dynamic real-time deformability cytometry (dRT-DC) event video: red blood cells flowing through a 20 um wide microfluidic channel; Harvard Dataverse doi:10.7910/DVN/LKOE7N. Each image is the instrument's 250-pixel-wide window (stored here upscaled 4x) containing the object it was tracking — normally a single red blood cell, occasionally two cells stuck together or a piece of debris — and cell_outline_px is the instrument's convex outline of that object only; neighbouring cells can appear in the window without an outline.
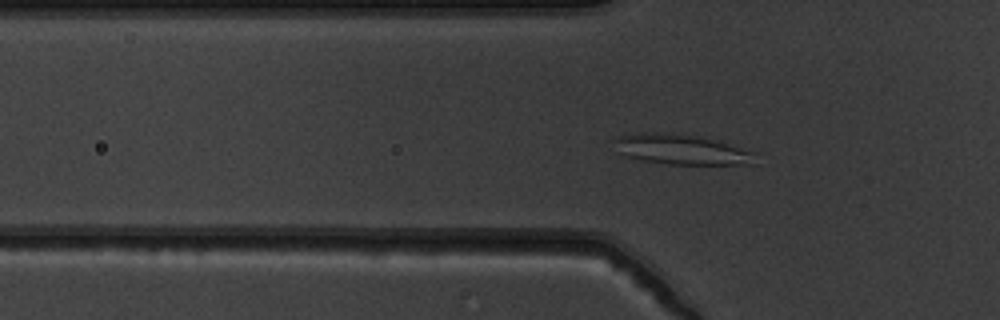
{"species": "common noctule bat (a hibernating species)", "species_latin": "Nyctalus noctula", "temperature_condition": "warm", "stored_images_in_passage": 55, "camera_frame_rate_fps": 3000, "um_per_image_px": 0.085, "animal": {"sex": "male", "body_mass_g": 19.5, "forearm_length_mm": 54.6}, "frame": {"image": 1, "passage_image": 19, "time_ms": 6.0, "image_size_px": [1000, 320], "cell_outline_px": [[756, 164], [668, 164], [644, 160], [624, 156], [616, 152], [616, 140], [620, 136], [644, 132], [656, 132], [692, 136], [716, 140], [756, 152]], "centroid_in_image_um": [57.95, 12.72], "position_along_channel_um": 67.8, "area_um2": 24.45}}
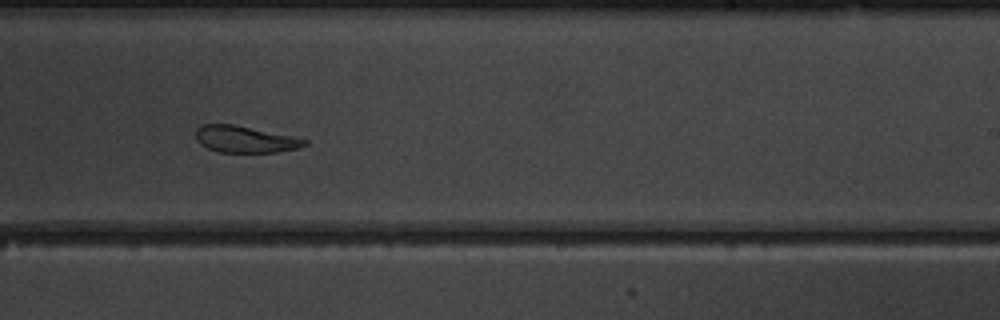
{"frame": {"image": 2, "passage_image": 35, "time_ms": 11.333, "image_size_px": [1000, 320], "cell_outline_px": [[308, 144], [296, 148], [276, 152], [220, 152], [208, 148], [200, 144], [196, 140], [196, 128], [200, 124], [232, 124], [292, 136], [308, 140]], "centroid_in_image_um": [20.79, 11.83], "position_along_channel_um": 268.2, "area_um2": 16.76}}
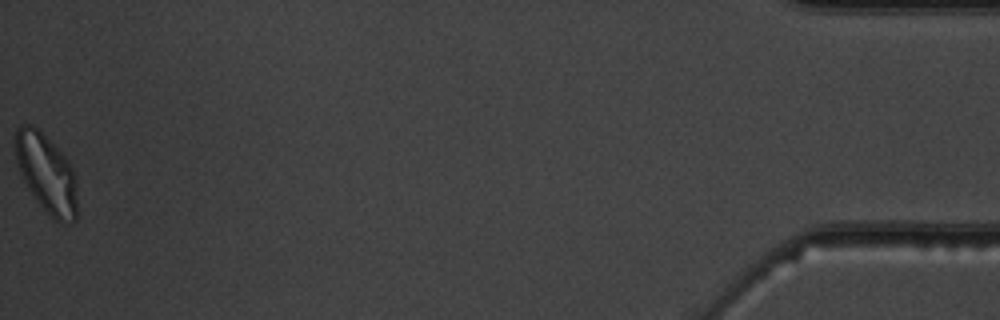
{"frame": {"image": 3, "passage_image": 55, "time_ms": 18.0, "image_size_px": [1000, 320], "cell_outline_px": [[76, 220], [72, 224], [64, 224], [56, 220], [36, 200], [28, 188], [20, 172], [16, 160], [12, 144], [12, 136], [16, 128], [20, 124], [32, 124], [68, 160], [76, 176]], "centroid_in_image_um": [3.91, 14.71], "position_along_channel_um": 431.3, "area_um2": 28.5}, "authors_computed_cell_mechanics": {"area_um2": 24.1026, "velocity_mm_per_s": 3.7875, "shape_relaxation_time_tau1_ms": null, "shape_relaxation_time_tau2_ms": 1.9835, "deformation_change_tau1": null, "deformation_change_tau2": 0.099}}